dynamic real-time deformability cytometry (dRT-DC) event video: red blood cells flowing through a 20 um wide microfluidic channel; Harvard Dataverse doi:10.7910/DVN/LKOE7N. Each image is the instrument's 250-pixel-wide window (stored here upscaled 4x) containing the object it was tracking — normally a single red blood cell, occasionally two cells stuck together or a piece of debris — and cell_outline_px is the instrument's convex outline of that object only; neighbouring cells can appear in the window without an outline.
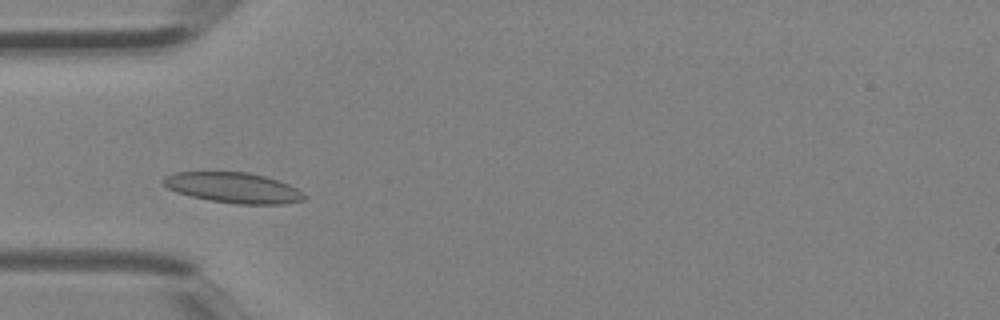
{"species": "Egyptian fruit bat (a non-hibernating species)", "species_latin": "Rousettus aegyptiacus", "temperature_condition": "room temperature", "stored_images_in_passage": 3, "camera_frame_rate_fps": 3000, "um_per_image_px": 0.085, "animal": {"sex": "female"}, "frame": {"image": 1, "passage_image": 2, "time_ms": 0.333, "image_size_px": [1000, 320], "cell_outline_px": [[308, 196], [304, 200], [280, 204], [236, 204], [208, 200], [176, 192], [168, 188], [164, 184], [164, 176], [176, 172], [248, 172], [264, 176], [288, 184], [304, 192]], "centroid_in_image_um": [19.86, 15.96], "position_along_channel_um": 65.1, "area_um2": 24.91}}
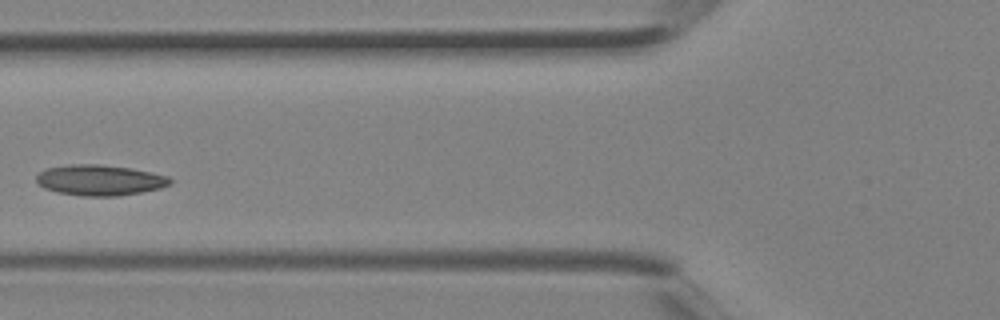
{"frame": {"image": 2, "passage_image": 3, "time_ms": 0.667, "image_size_px": [1000, 320], "cell_outline_px": [[172, 184], [160, 188], [140, 192], [116, 196], [80, 196], [56, 192], [44, 188], [36, 180], [36, 176], [40, 172], [48, 168], [72, 164], [100, 164], [132, 168], [152, 172], [168, 176], [172, 180]], "centroid_in_image_um": [8.5, 15.31], "position_along_channel_um": 117.3, "area_um2": 23.93}}